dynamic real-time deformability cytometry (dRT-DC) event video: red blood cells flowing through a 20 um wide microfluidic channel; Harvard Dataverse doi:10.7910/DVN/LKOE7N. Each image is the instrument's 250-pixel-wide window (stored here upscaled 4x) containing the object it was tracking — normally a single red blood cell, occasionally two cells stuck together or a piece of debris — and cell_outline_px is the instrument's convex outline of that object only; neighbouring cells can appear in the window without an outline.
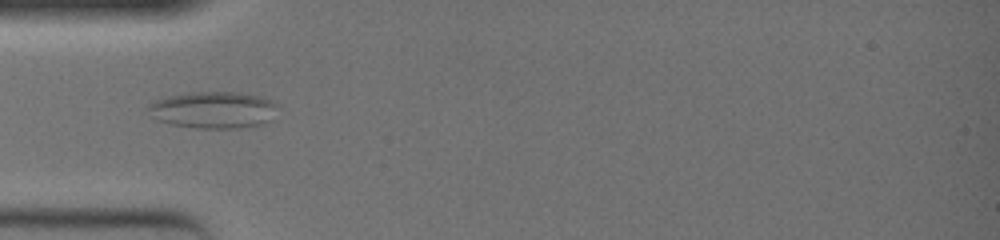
{"species": "common noctule bat (a hibernating species)", "species_latin": "Nyctalus noctula", "temperature_condition": "warm", "stored_images_in_passage": 54, "segment_of_instrument_passage": [1, 2], "camera_frame_rate_fps": 3000, "um_per_image_px": 0.085, "animal": {"sex": "female", "body_mass_g": 19.0, "forearm_length_mm": 51.5}, "frame": {"image": 1, "passage_image": 18, "time_ms": 5.667, "image_size_px": [1000, 240], "cell_outline_px": [[276, 104], [272, 120], [264, 124], [236, 128], [192, 128], [168, 124], [156, 120], [144, 108], [148, 104], [156, 100], [168, 96], [188, 92], [240, 92], [260, 96], [272, 100]], "centroid_in_image_um": [18.08, 9.34], "position_along_channel_um": 66.9, "area_um2": 28.15}}
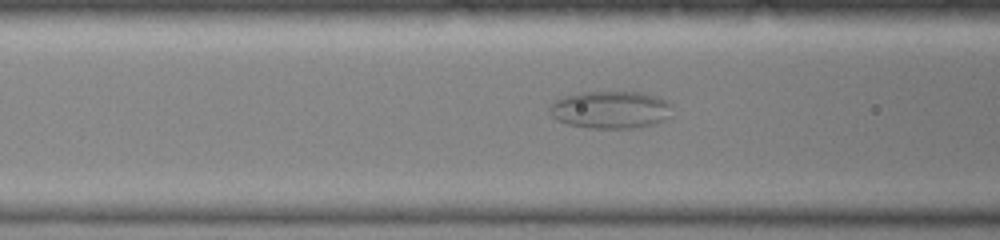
{"frame": {"image": 2, "passage_image": 22, "time_ms": 7.0, "image_size_px": [1000, 240], "cell_outline_px": [[672, 116], [656, 124], [640, 128], [588, 128], [568, 124], [556, 120], [548, 112], [548, 108], [556, 100], [564, 96], [580, 92], [640, 92], [656, 96], [668, 100], [672, 104]], "centroid_in_image_um": [51.94, 9.34], "position_along_channel_um": 114.7, "area_um2": 27.28}}
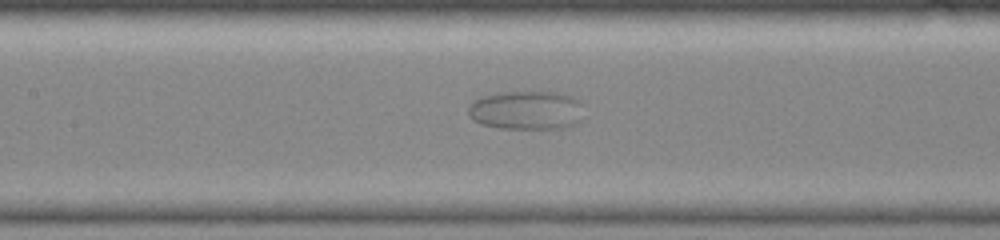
{"frame": {"image": 3, "passage_image": 26, "time_ms": 8.333, "image_size_px": [1000, 240], "cell_outline_px": [[584, 120], [560, 128], [500, 128], [480, 124], [472, 120], [468, 116], [468, 104], [480, 96], [496, 92], [560, 92], [572, 96], [580, 100]], "centroid_in_image_um": [44.72, 9.35], "position_along_channel_um": 162.7, "area_um2": 26.59}}